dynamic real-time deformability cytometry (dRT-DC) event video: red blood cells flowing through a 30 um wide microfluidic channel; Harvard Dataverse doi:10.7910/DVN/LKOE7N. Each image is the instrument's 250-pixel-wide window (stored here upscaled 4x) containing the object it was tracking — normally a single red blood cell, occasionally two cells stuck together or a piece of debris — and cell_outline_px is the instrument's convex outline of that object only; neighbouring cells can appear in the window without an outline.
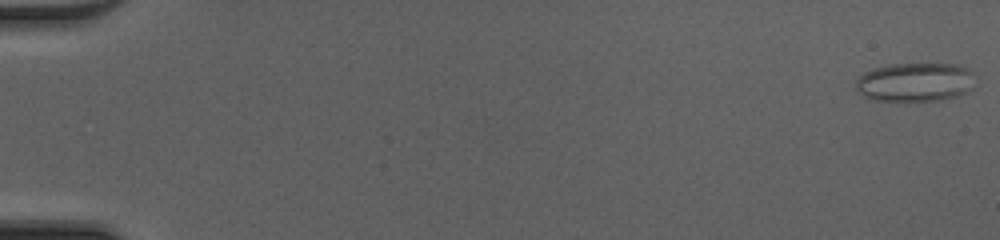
{"species": "common noctule bat (a hibernating species)", "species_latin": "Nyctalus noctula", "temperature_condition": "cold", "stored_images_in_passage": 50, "camera_frame_rate_fps": 3000, "um_per_image_px": 0.085, "animal": {"sex": "female", "body_mass_g": 20.0, "forearm_length_mm": 54.0}, "frame": {"image": 1, "passage_image": 1, "time_ms": 0.0, "image_size_px": [1000, 240], "cell_outline_px": [[976, 88], [956, 96], [940, 100], [872, 100], [864, 96], [856, 88], [856, 80], [864, 72], [872, 68], [888, 64], [956, 64], [968, 68], [972, 72]], "centroid_in_image_um": [77.81, 6.97], "position_along_channel_um": 7.2, "area_um2": 27.17}}
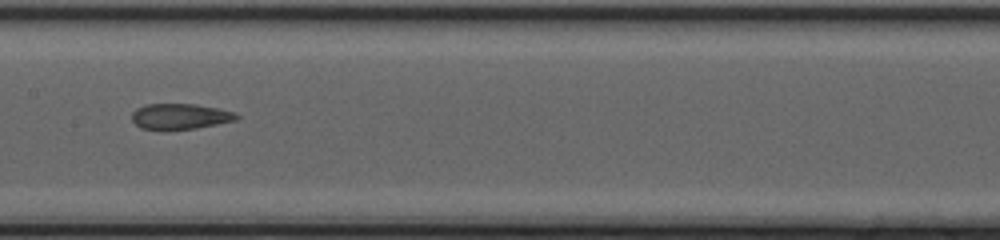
{"frame": {"image": 2, "passage_image": 27, "time_ms": 8.667, "image_size_px": [1000, 240], "cell_outline_px": [[240, 116], [236, 120], [196, 128], [140, 128], [132, 120], [132, 112], [136, 108], [148, 104], [196, 104], [236, 112]], "centroid_in_image_um": [15.33, 9.87], "position_along_channel_um": 192.1, "area_um2": 15.26}}
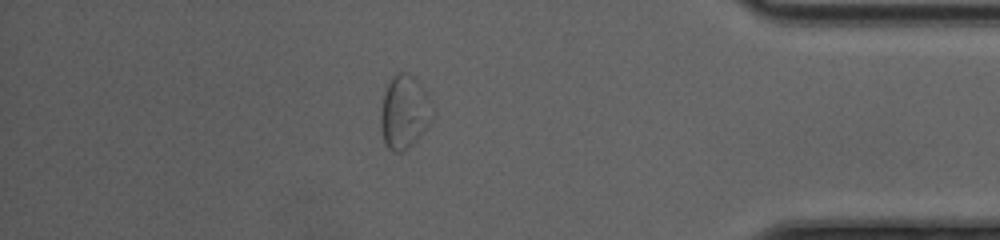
{"frame": {"image": 3, "passage_image": 44, "time_ms": 14.333, "image_size_px": [1000, 240], "cell_outline_px": [[436, 112], [432, 120], [412, 144], [400, 152], [392, 152], [384, 144], [380, 128], [380, 116], [384, 92], [392, 76], [396, 72], [404, 72], [412, 76], [424, 88], [432, 100]], "centroid_in_image_um": [34.38, 9.51], "position_along_channel_um": 400.8, "area_um2": 22.48}, "authors_computed_cell_mechanics": {"area_um2": 21.1548, "velocity_mm_per_s": 4.2185, "shape_relaxation_time_tau1_ms": null, "shape_relaxation_time_tau2_ms": 1.8179, "deformation_change_tau1": null, "deformation_change_tau2": 0.1048}}